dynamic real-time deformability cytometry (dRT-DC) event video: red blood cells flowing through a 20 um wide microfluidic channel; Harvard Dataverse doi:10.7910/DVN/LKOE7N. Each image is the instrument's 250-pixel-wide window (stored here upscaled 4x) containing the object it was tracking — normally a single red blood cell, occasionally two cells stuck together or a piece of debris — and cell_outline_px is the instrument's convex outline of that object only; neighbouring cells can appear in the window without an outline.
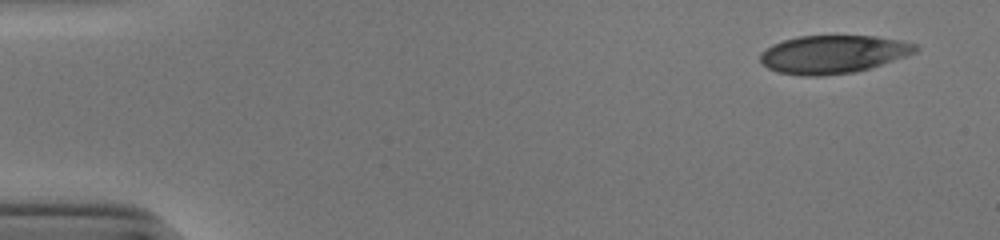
{"species": "human", "species_latin": "Homo sapiens", "temperature_condition": "cold", "stored_images_in_passage": 44, "camera_frame_rate_fps": 3000, "um_per_image_px": 0.085, "donor": {"sex": "male"}, "frame": {"image": 1, "passage_image": 1, "time_ms": 0.0, "image_size_px": [1000, 240], "cell_outline_px": [[920, 48], [916, 52], [868, 68], [852, 72], [820, 76], [804, 76], [776, 72], [768, 68], [760, 60], [760, 52], [772, 44], [784, 40], [800, 36], [876, 36], [900, 40], [916, 44]], "centroid_in_image_um": [70.77, 4.61], "position_along_channel_um": 14.2, "area_um2": 34.22}}
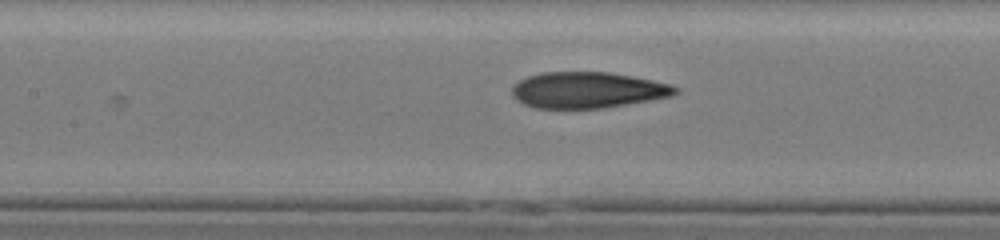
{"frame": {"image": 2, "passage_image": 22, "time_ms": 7.0, "image_size_px": [1000, 240], "cell_outline_px": [[680, 92], [672, 96], [604, 108], [536, 108], [524, 104], [516, 100], [512, 96], [512, 88], [520, 80], [528, 76], [540, 72], [608, 72], [632, 76], [672, 84], [680, 88]], "centroid_in_image_um": [49.97, 7.65], "position_along_channel_um": 157.4, "area_um2": 34.45}}
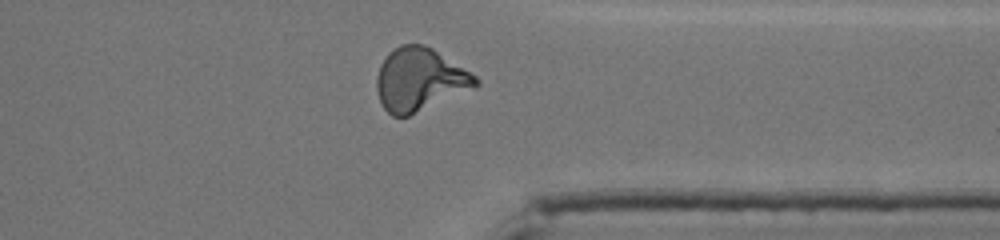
{"frame": {"image": 3, "passage_image": 39, "time_ms": 12.667, "image_size_px": [1000, 240], "cell_outline_px": [[480, 84], [476, 88], [408, 116], [392, 116], [384, 108], [380, 100], [376, 88], [376, 80], [380, 64], [388, 52], [392, 48], [400, 44], [424, 44], [432, 48], [476, 76], [480, 80]], "centroid_in_image_um": [35.67, 6.76], "position_along_channel_um": 375.7, "area_um2": 36.41}, "authors_computed_cell_mechanics": {"area_um2": 34.6222, "velocity_mm_per_s": 3.9076, "shape_relaxation_time_tau1_ms": 9.2539, "shape_relaxation_time_tau2_ms": 2.2952, "deformation_change_tau1": 0.2846, "deformation_change_tau2": 0.1124}}